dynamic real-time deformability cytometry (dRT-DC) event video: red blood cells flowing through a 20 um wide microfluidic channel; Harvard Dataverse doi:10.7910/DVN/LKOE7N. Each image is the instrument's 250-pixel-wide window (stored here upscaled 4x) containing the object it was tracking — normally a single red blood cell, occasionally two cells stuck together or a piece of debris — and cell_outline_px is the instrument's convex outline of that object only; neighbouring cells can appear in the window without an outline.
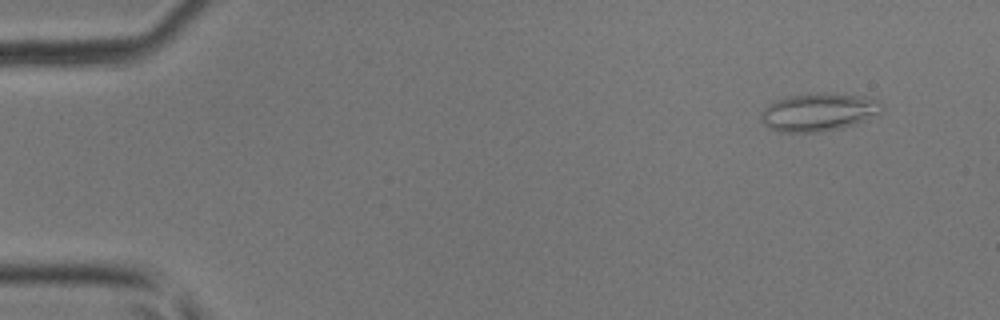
{"species": "common noctule bat (a hibernating species)", "species_latin": "Nyctalus noctula", "temperature_condition": "room temperature", "stored_images_in_passage": 46, "camera_frame_rate_fps": 3000, "um_per_image_px": 0.085, "animal": {"sex": "male", "body_mass_g": 17.9, "forearm_length_mm": 54.2}, "frame": {"image": 1, "passage_image": 4, "time_ms": 1.0, "image_size_px": [1000, 320], "cell_outline_px": [[884, 104], [880, 112], [852, 124], [840, 128], [820, 132], [776, 132], [768, 128], [760, 120], [760, 116], [764, 108], [776, 100], [788, 96], [816, 92], [828, 92], [864, 96], [880, 100]], "centroid_in_image_um": [69.55, 9.51], "position_along_channel_um": 15.5, "area_um2": 26.88}}
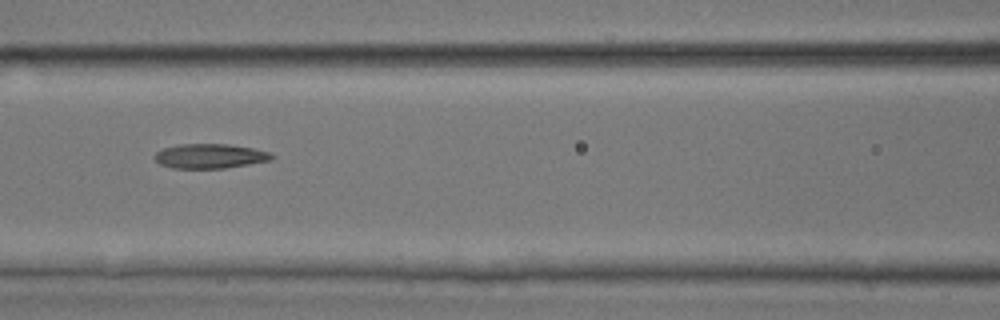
{"frame": {"image": 2, "passage_image": 21, "time_ms": 6.667, "image_size_px": [1000, 320], "cell_outline_px": [[276, 156], [272, 160], [224, 168], [172, 168], [160, 164], [152, 156], [156, 152], [164, 148], [180, 144], [228, 144], [252, 148], [268, 152]], "centroid_in_image_um": [17.83, 13.27], "position_along_channel_um": 148.8, "area_um2": 16.7}}
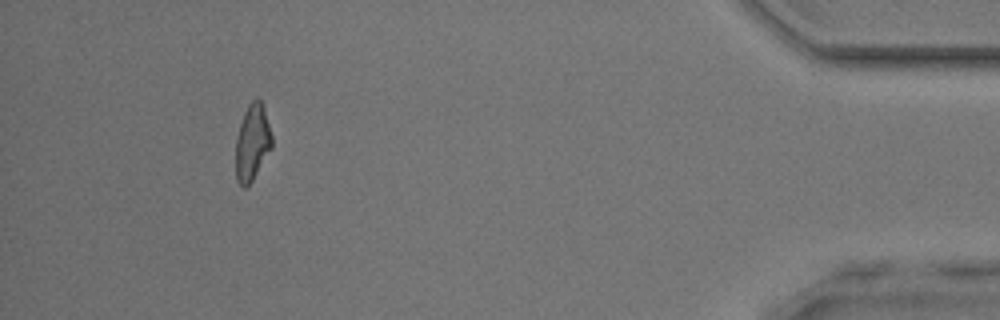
{"frame": {"image": 3, "passage_image": 43, "time_ms": 14.0, "image_size_px": [1000, 320], "cell_outline_px": [[272, 148], [252, 180], [244, 188], [236, 180], [236, 140], [240, 124], [244, 112], [248, 104], [252, 100], [260, 100], [264, 108], [272, 136]], "centroid_in_image_um": [21.44, 12.11], "position_along_channel_um": 413.8, "area_um2": 15.84}}